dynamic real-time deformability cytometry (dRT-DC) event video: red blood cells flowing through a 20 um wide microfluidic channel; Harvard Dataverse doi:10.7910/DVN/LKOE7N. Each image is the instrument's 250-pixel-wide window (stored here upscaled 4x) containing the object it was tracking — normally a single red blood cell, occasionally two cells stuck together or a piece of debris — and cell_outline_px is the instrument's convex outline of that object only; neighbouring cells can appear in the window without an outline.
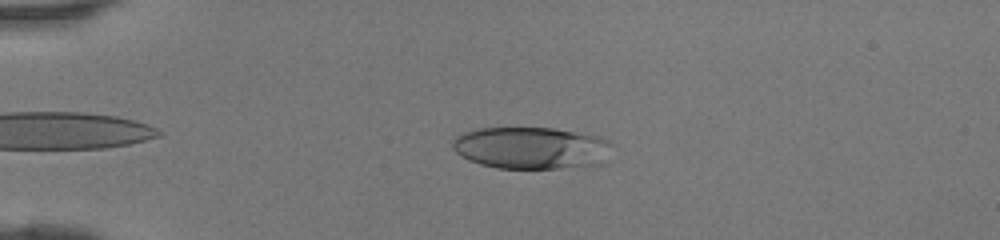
{"species": "human", "species_latin": "Homo sapiens", "temperature_condition": "room temperature", "stored_images_in_passage": 42, "camera_frame_rate_fps": 3000, "um_per_image_px": 0.085, "donor": {"sex": "female"}, "frame": {"image": 1, "passage_image": 8, "time_ms": 2.333, "image_size_px": [1000, 240], "cell_outline_px": [[612, 144], [608, 164], [556, 168], [496, 168], [480, 164], [468, 160], [460, 156], [452, 148], [452, 140], [456, 136], [464, 132], [480, 128], [552, 128], [596, 136], [608, 140]], "centroid_in_image_um": [45.18, 12.59], "position_along_channel_um": 39.8, "area_um2": 39.42}}
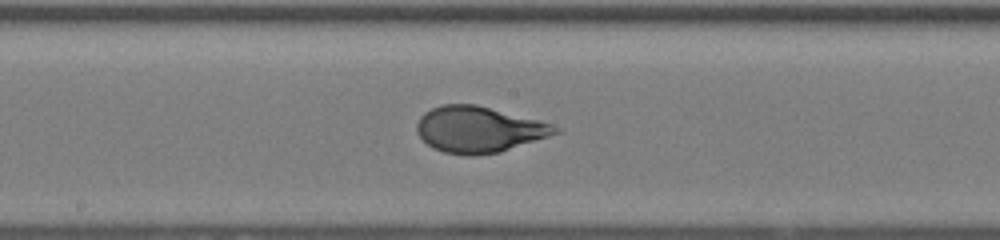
{"frame": {"image": 2, "passage_image": 22, "time_ms": 7.0, "image_size_px": [1000, 240], "cell_outline_px": [[564, 132], [500, 152], [472, 156], [468, 156], [444, 152], [432, 148], [416, 132], [416, 124], [420, 116], [424, 112], [440, 104], [476, 104], [536, 120], [564, 128]], "centroid_in_image_um": [40.71, 11.01], "position_along_channel_um": 207.5, "area_um2": 37.28}}
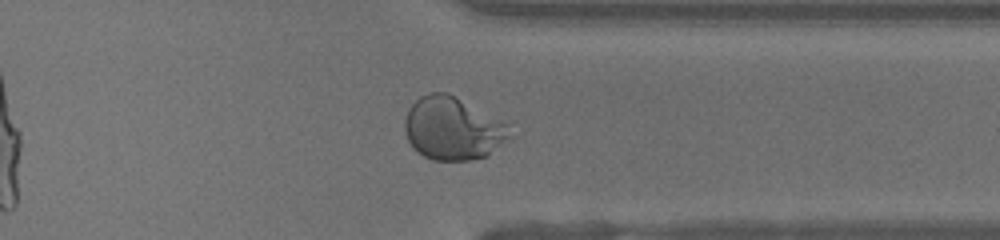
{"frame": {"image": 3, "passage_image": 33, "time_ms": 10.667, "image_size_px": [1000, 240], "cell_outline_px": [[512, 136], [488, 156], [472, 160], [432, 160], [416, 152], [408, 140], [404, 128], [404, 120], [408, 108], [420, 96], [428, 92], [448, 92], [508, 124]], "centroid_in_image_um": [38.47, 10.93], "position_along_channel_um": 372.9, "area_um2": 38.73}}